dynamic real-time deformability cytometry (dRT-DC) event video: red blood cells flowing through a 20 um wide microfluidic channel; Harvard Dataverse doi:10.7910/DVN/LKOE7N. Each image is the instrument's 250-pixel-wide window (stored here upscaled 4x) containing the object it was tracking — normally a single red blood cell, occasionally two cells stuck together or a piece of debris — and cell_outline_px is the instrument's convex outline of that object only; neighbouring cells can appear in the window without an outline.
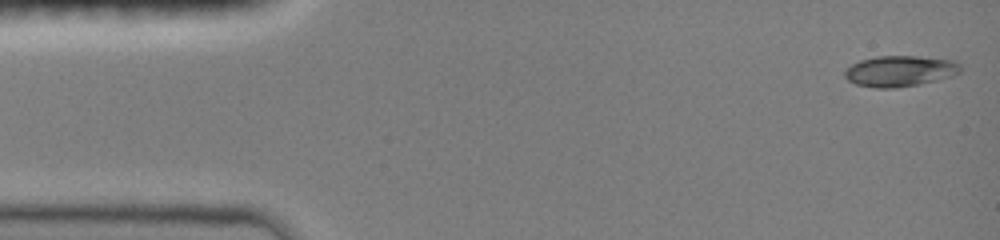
{"species": "common noctule bat (a hibernating species)", "species_latin": "Nyctalus noctula", "temperature_condition": "room temperature", "stored_images_in_passage": 47, "camera_frame_rate_fps": 3000, "um_per_image_px": 0.085, "animal": {"sex": "female", "body_mass_g": 19.0, "forearm_length_mm": 51.5}, "frame": {"image": 1, "passage_image": 1, "time_ms": 0.0, "image_size_px": [1000, 240], "cell_outline_px": [[960, 72], [936, 80], [920, 84], [896, 88], [876, 88], [856, 84], [848, 80], [844, 76], [844, 72], [852, 64], [860, 60], [876, 56], [916, 56], [956, 60], [960, 64]], "centroid_in_image_um": [76.48, 6.03], "position_along_channel_um": 8.5, "area_um2": 20.75}}
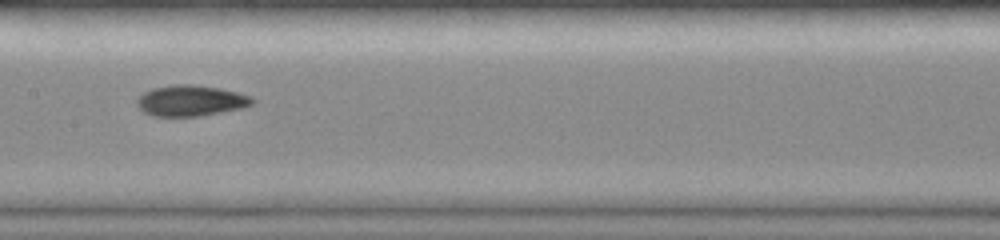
{"frame": {"image": 2, "passage_image": 23, "time_ms": 7.333, "image_size_px": [1000, 240], "cell_outline_px": [[256, 100], [252, 104], [240, 108], [200, 116], [152, 116], [144, 112], [136, 104], [136, 100], [144, 92], [152, 88], [172, 84], [192, 84], [220, 88], [252, 96]], "centroid_in_image_um": [16.2, 8.55], "position_along_channel_um": 191.2, "area_um2": 20.75}}
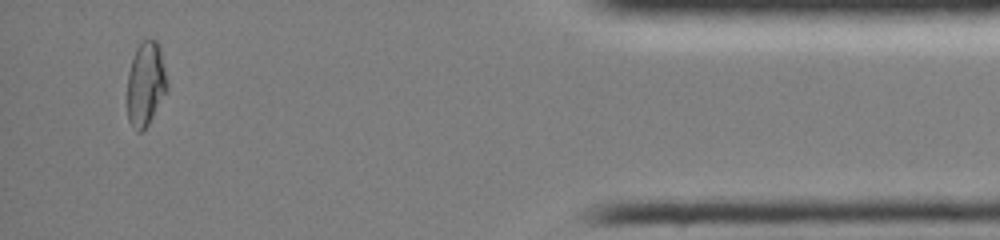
{"frame": {"image": 3, "passage_image": 44, "time_ms": 14.333, "image_size_px": [1000, 240], "cell_outline_px": [[168, 88], [148, 124], [140, 132], [136, 132], [132, 128], [128, 120], [128, 72], [136, 48], [140, 40], [156, 40], [160, 44], [168, 84]], "centroid_in_image_um": [12.39, 7.1], "position_along_channel_um": 422.8, "area_um2": 19.59}, "authors_computed_cell_mechanics": {"area_um2": 20.1144, "velocity_mm_per_s": 4.035, "shape_relaxation_time_tau1_ms": 10.9643, "shape_relaxation_time_tau2_ms": 3.0792, "deformation_change_tau1": 0.2697, "deformation_change_tau2": 0.045}}